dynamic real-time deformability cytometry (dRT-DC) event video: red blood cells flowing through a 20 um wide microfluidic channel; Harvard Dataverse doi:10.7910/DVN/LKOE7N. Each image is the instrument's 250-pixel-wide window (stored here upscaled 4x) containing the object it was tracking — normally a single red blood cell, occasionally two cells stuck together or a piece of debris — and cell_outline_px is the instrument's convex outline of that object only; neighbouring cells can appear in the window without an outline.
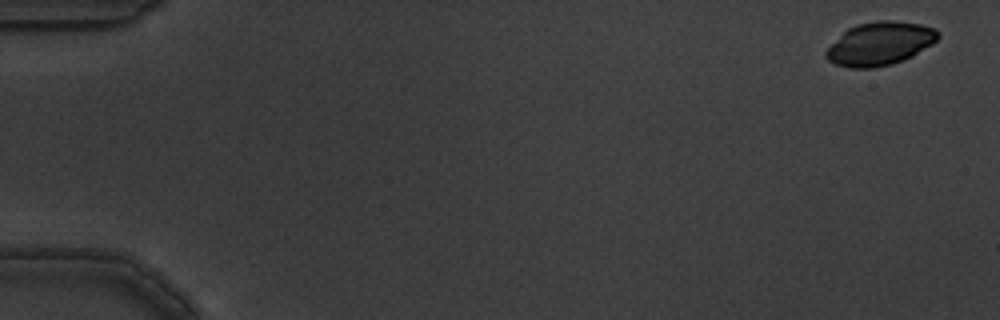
{"species": "common noctule bat (a hibernating species)", "species_latin": "Nyctalus noctula", "temperature_condition": "warm", "stored_images_in_passage": 8, "camera_frame_rate_fps": 3000, "um_per_image_px": 0.085, "animal": {"sex": "male", "body_mass_g": 19.5, "forearm_length_mm": 54.6}, "frame": {"image": 1, "passage_image": 1, "time_ms": 0.0, "image_size_px": [1000, 320], "cell_outline_px": [[940, 36], [932, 44], [912, 56], [904, 60], [892, 64], [872, 68], [848, 68], [836, 64], [828, 60], [824, 56], [824, 52], [848, 28], [856, 24], [876, 20], [892, 20], [920, 24], [936, 28], [940, 32]], "centroid_in_image_um": [74.81, 3.7], "position_along_channel_um": 10.2, "area_um2": 28.32}}
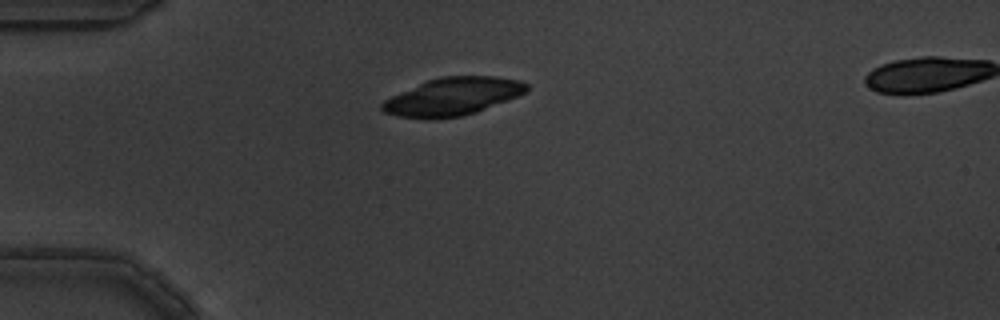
{"frame": {"image": 2, "passage_image": 4, "time_ms": 1.0, "image_size_px": [1000, 320], "cell_outline_px": [[528, 88], [524, 92], [516, 96], [476, 112], [460, 116], [432, 120], [400, 116], [384, 112], [380, 108], [380, 104], [384, 100], [392, 96], [428, 80], [440, 76], [496, 76], [520, 80], [528, 84]], "centroid_in_image_um": [38.46, 8.21], "position_along_channel_um": 46.5, "area_um2": 31.5}}